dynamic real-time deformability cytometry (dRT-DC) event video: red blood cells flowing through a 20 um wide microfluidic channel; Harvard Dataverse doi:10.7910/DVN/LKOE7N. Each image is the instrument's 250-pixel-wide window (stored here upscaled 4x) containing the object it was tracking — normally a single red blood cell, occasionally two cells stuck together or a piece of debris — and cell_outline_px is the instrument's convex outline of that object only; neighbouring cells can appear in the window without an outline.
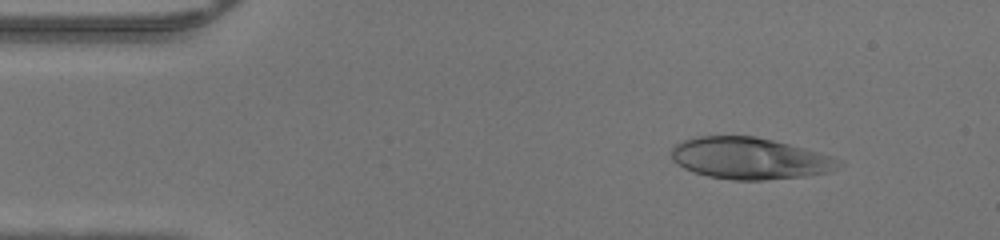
{"species": "human", "species_latin": "Homo sapiens", "temperature_condition": "warm", "stored_images_in_passage": 46, "camera_frame_rate_fps": 3000, "um_per_image_px": 0.085, "donor": {"sex": "male"}, "frame": {"image": 1, "passage_image": 5, "time_ms": 1.333, "image_size_px": [1000, 240], "cell_outline_px": [[844, 164], [840, 168], [832, 172], [808, 176], [764, 180], [732, 180], [708, 176], [684, 168], [672, 160], [672, 148], [676, 144], [684, 140], [700, 136], [752, 136], [772, 140], [804, 148], [832, 156], [840, 160]], "centroid_in_image_um": [63.79, 13.47], "position_along_channel_um": 21.2, "area_um2": 40.63}}
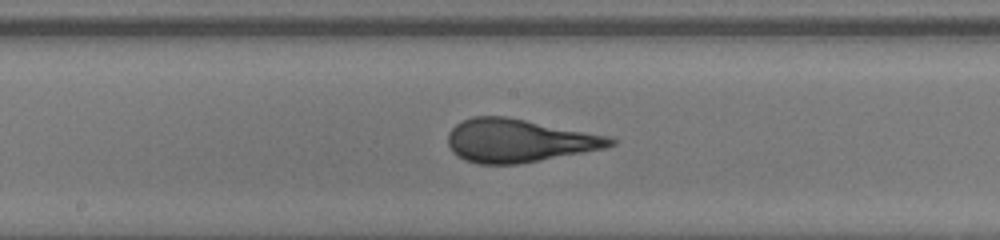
{"frame": {"image": 2, "passage_image": 23, "time_ms": 7.333, "image_size_px": [1000, 240], "cell_outline_px": [[616, 144], [604, 148], [520, 164], [476, 164], [464, 160], [456, 156], [452, 152], [448, 144], [448, 132], [456, 124], [472, 116], [504, 116], [608, 136], [616, 140]], "centroid_in_image_um": [44.04, 11.96], "position_along_channel_um": 204.2, "area_um2": 40.63}}
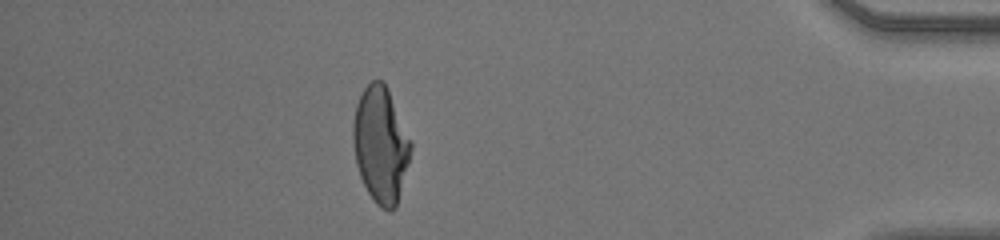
{"frame": {"image": 3, "passage_image": 40, "time_ms": 13.0, "image_size_px": [1000, 240], "cell_outline_px": [[412, 148], [408, 164], [396, 208], [392, 212], [388, 212], [380, 208], [372, 200], [360, 176], [356, 164], [352, 144], [352, 124], [356, 104], [364, 88], [372, 80], [380, 80], [388, 88], [412, 140]], "centroid_in_image_um": [32.36, 12.32], "position_along_channel_um": 402.8, "area_um2": 39.48}}